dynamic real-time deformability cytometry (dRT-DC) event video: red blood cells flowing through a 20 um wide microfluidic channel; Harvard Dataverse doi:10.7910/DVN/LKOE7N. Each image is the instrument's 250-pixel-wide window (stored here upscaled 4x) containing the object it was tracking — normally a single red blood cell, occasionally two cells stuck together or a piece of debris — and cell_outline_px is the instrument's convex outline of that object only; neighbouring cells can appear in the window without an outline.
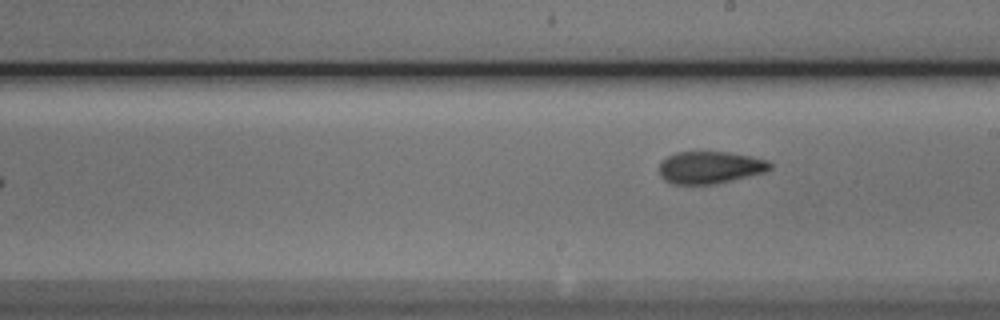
{"species": "Egyptian fruit bat (a non-hibernating species)", "species_latin": "Rousettus aegyptiacus", "temperature_condition": "cold", "stored_images_in_passage": 6, "camera_frame_rate_fps": 3000, "um_per_image_px": 0.085, "animal": {"sex": "male"}, "frame": {"image": 1, "passage_image": 6, "time_ms": 1.667, "image_size_px": [1000, 320], "cell_outline_px": [[772, 168], [764, 172], [716, 184], [672, 184], [664, 180], [660, 176], [660, 164], [668, 156], [676, 152], [728, 152], [768, 160], [772, 164]], "centroid_in_image_um": [60.35, 14.24], "position_along_channel_um": 228.7, "area_um2": 20.69}}